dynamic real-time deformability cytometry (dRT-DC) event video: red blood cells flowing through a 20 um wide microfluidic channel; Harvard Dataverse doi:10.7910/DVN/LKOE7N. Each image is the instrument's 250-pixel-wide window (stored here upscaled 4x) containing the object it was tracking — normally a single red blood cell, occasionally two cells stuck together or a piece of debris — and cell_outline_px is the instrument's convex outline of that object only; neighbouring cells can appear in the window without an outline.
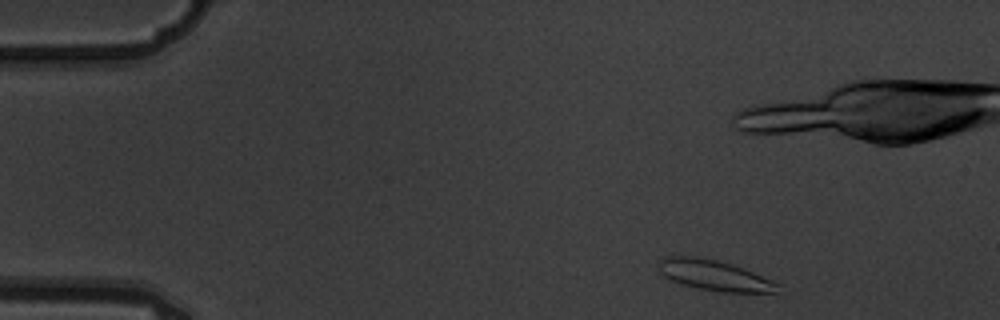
{"species": "common noctule bat (a hibernating species)", "species_latin": "Nyctalus noctula", "temperature_condition": "warm", "stored_images_in_passage": 14, "camera_frame_rate_fps": 3000, "um_per_image_px": 0.085, "animal": {"sex": "male", "body_mass_g": 19.5, "forearm_length_mm": 54.6}, "frame": {"image": 1, "passage_image": 1, "time_ms": 0.0, "image_size_px": [1000, 320], "cell_outline_px": [[780, 284], [776, 292], [720, 292], [680, 284], [664, 276], [660, 272], [660, 260], [664, 256], [696, 256], [716, 260], [732, 264], [744, 268], [772, 280]], "centroid_in_image_um": [60.72, 23.39], "position_along_channel_um": 24.3, "area_um2": 20.98}}